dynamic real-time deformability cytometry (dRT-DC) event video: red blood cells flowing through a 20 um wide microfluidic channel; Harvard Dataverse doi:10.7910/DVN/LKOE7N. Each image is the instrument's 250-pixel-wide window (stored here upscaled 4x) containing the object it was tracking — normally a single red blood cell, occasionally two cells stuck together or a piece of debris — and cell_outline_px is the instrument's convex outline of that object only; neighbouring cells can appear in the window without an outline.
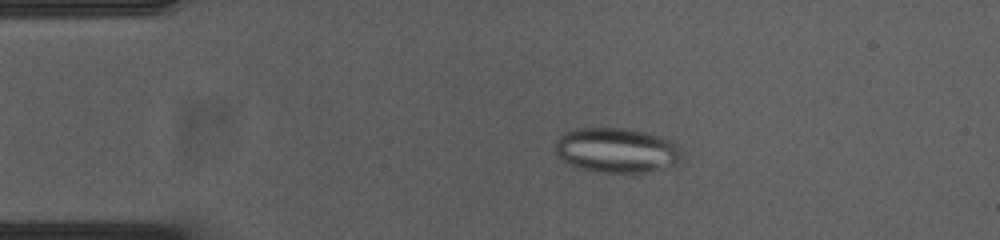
{"species": "common noctule bat (a hibernating species)", "species_latin": "Nyctalus noctula", "temperature_condition": "cold", "stored_images_in_passage": 55, "camera_frame_rate_fps": 3000, "um_per_image_px": 0.085, "animal": {"sex": "female", "body_mass_g": 23.0, "forearm_length_mm": 53.4}, "frame": {"image": 1, "passage_image": 11, "time_ms": 3.333, "image_size_px": [1000, 240], "cell_outline_px": [[676, 160], [656, 168], [644, 172], [604, 172], [584, 168], [572, 164], [564, 160], [556, 152], [556, 144], [560, 136], [564, 132], [572, 128], [624, 128], [644, 132], [660, 136], [672, 140], [676, 148]], "centroid_in_image_um": [52.29, 12.72], "position_along_channel_um": 32.7, "area_um2": 31.56}}
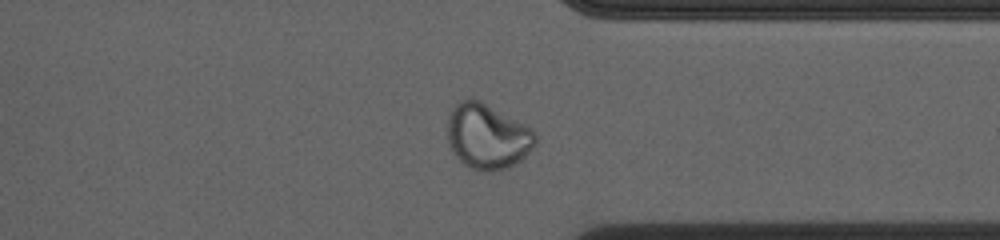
{"frame": {"image": 2, "passage_image": 42, "time_ms": 13.667, "image_size_px": [1000, 240], "cell_outline_px": [[536, 140], [524, 156], [520, 160], [508, 168], [492, 172], [480, 172], [464, 164], [452, 152], [448, 144], [448, 120], [452, 108], [456, 104], [464, 100], [480, 100], [532, 128], [536, 132]], "centroid_in_image_um": [41.42, 11.62], "position_along_channel_um": 370.0, "area_um2": 33.18}}
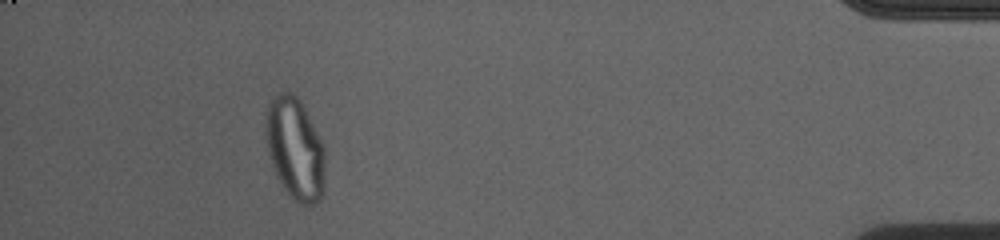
{"frame": {"image": 3, "passage_image": 50, "time_ms": 16.333, "image_size_px": [1000, 240], "cell_outline_px": [[324, 196], [312, 208], [300, 204], [292, 200], [284, 188], [272, 164], [268, 152], [268, 108], [272, 100], [280, 92], [288, 92], [296, 96], [300, 100], [324, 144]], "centroid_in_image_um": [25.16, 12.74], "position_along_channel_um": 410.0, "area_um2": 34.8}}